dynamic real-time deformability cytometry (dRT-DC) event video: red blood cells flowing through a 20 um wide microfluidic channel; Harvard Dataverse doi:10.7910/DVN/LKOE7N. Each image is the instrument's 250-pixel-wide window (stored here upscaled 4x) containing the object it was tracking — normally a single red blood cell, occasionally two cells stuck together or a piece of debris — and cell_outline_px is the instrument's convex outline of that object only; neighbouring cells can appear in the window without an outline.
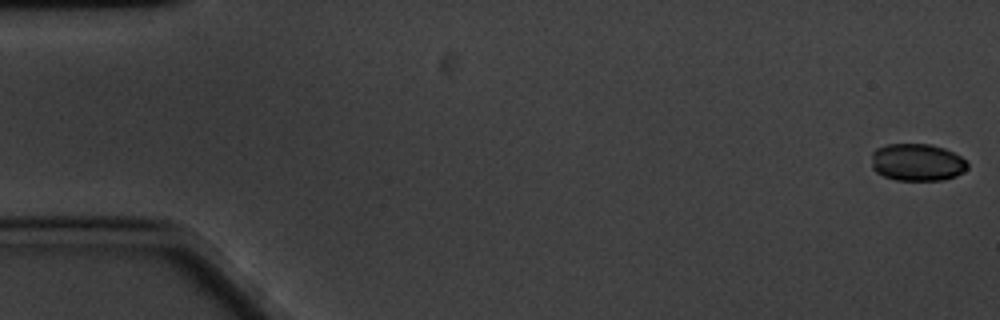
{"species": "common noctule bat (a hibernating species)", "species_latin": "Nyctalus noctula", "temperature_condition": "cold", "stored_images_in_passage": 60, "camera_frame_rate_fps": 3000, "um_per_image_px": 0.085, "animal": {"sex": "male", "body_mass_g": 20.1, "forearm_length_mm": 53.5}, "frame": {"image": 1, "passage_image": 1, "time_ms": 0.0, "image_size_px": [1000, 320], "cell_outline_px": [[968, 168], [964, 172], [956, 176], [940, 180], [896, 180], [884, 176], [876, 172], [872, 168], [872, 152], [876, 148], [884, 144], [932, 144], [944, 148], [960, 156], [968, 164]], "centroid_in_image_um": [77.94, 13.79], "position_along_channel_um": 7.1, "area_um2": 20.98}}
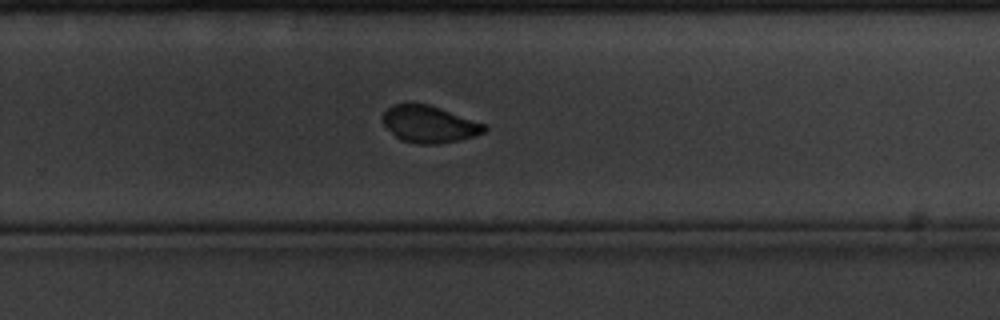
{"frame": {"image": 2, "passage_image": 39, "time_ms": 12.667, "image_size_px": [1000, 320], "cell_outline_px": [[488, 128], [484, 132], [472, 136], [456, 140], [436, 144], [416, 144], [400, 140], [380, 120], [380, 116], [392, 104], [428, 104], [488, 124]], "centroid_in_image_um": [36.48, 10.55], "position_along_channel_um": 293.3, "area_um2": 21.85}}
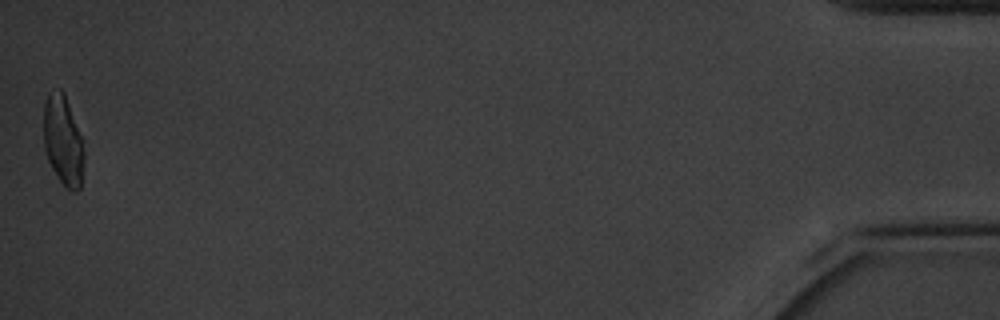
{"frame": {"image": 3, "passage_image": 60, "time_ms": 19.667, "image_size_px": [1000, 320], "cell_outline_px": [[84, 160], [80, 188], [76, 192], [72, 192], [64, 188], [52, 168], [48, 160], [44, 148], [44, 104], [48, 92], [60, 88], [64, 92], [84, 140]], "centroid_in_image_um": [5.38, 11.96], "position_along_channel_um": 429.8, "area_um2": 21.68}, "authors_computed_cell_mechanics": {"area_um2": 22.6287, "velocity_mm_per_s": 3.316, "shape_relaxation_time_tau1_ms": null, "shape_relaxation_time_tau2_ms": 3.2224, "deformation_change_tau1": null, "deformation_change_tau2": 0.0464}}